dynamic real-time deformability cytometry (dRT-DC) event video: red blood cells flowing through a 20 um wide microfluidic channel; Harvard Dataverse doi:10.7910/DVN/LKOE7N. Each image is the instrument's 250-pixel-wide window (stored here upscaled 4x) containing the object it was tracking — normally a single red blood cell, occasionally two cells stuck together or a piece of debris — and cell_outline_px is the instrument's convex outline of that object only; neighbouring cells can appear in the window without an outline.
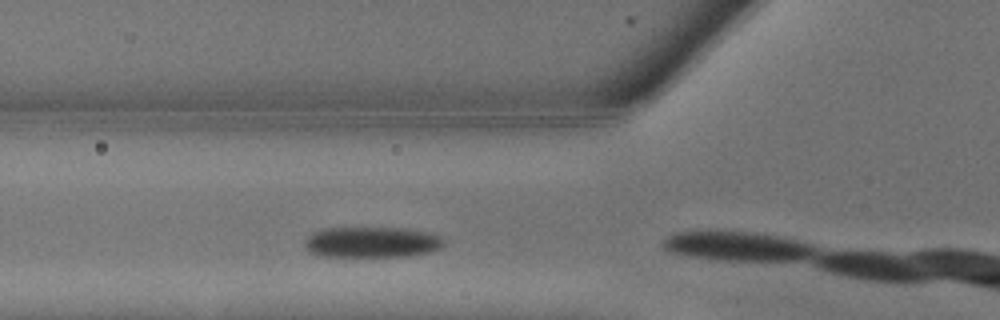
{"species": "common noctule bat (a hibernating species)", "species_latin": "Nyctalus noctula", "temperature_condition": "warm", "stored_images_in_passage": 3, "camera_frame_rate_fps": 3000, "um_per_image_px": 0.085, "animal": {"sex": "male", "body_mass_g": 13.3}, "frame": {"image": 1, "passage_image": 2, "time_ms": 0.333, "image_size_px": [1000, 320], "cell_outline_px": [[444, 244], [440, 248], [428, 252], [408, 256], [316, 256], [308, 252], [304, 248], [304, 240], [312, 232], [324, 228], [400, 228], [428, 232], [440, 236], [444, 240]], "centroid_in_image_um": [31.54, 20.59], "position_along_channel_um": 94.3, "area_um2": 25.09}}